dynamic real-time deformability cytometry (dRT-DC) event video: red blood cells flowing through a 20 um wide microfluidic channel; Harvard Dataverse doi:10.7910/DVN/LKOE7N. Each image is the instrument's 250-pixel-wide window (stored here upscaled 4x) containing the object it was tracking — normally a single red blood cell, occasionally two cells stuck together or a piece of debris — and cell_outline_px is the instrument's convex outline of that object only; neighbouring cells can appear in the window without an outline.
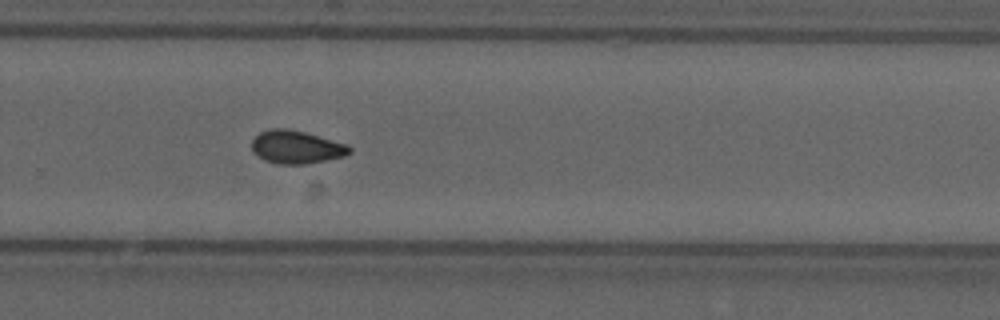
{"species": "common noctule bat (a hibernating species)", "species_latin": "Nyctalus noctula", "temperature_condition": "cold", "stored_images_in_passage": 42, "camera_frame_rate_fps": 3000, "um_per_image_px": 0.085, "animal": {"sex": "male", "forearm_length_mm": 52.5}, "frame": {"image": 1, "passage_image": 24, "time_ms": 7.667, "image_size_px": [1000, 320], "cell_outline_px": [[352, 152], [344, 156], [308, 164], [276, 164], [264, 160], [252, 152], [252, 140], [260, 132], [268, 128], [288, 128], [304, 132], [348, 144], [352, 148]], "centroid_in_image_um": [25.18, 12.5], "position_along_channel_um": 304.6, "area_um2": 19.02}, "authors_computed_cell_mechanics": {"area_um2": 18.6405, "velocity_mm_per_s": 3.6865, "shape_relaxation_time_tau1_ms": 9.1699, "shape_relaxation_time_tau2_ms": 3.7868, "deformation_change_tau1": 0.1266, "deformation_change_tau2": 0.0747}}